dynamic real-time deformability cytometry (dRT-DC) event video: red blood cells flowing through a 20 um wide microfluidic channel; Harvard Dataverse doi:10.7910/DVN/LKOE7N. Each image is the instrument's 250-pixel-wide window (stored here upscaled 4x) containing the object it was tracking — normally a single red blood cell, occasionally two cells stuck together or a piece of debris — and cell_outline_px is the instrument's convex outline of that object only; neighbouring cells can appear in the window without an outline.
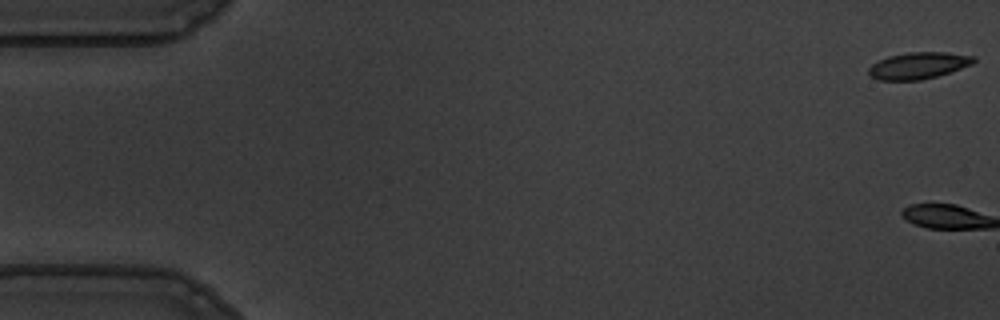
{"species": "common noctule bat (a hibernating species)", "species_latin": "Nyctalus noctula", "temperature_condition": "warm", "stored_images_in_passage": 2, "camera_frame_rate_fps": 3000, "um_per_image_px": 0.085, "animal": {"sex": "male", "body_mass_g": 19.5, "forearm_length_mm": 54.6}, "frame": {"image": 1, "passage_image": 1, "time_ms": 0.0, "image_size_px": [1000, 320], "cell_outline_px": [[976, 60], [972, 64], [936, 76], [920, 80], [880, 80], [872, 76], [868, 72], [868, 68], [872, 64], [888, 56], [908, 52], [948, 52], [976, 56]], "centroid_in_image_um": [78.07, 5.56], "position_along_channel_um": 6.9, "area_um2": 16.18}}